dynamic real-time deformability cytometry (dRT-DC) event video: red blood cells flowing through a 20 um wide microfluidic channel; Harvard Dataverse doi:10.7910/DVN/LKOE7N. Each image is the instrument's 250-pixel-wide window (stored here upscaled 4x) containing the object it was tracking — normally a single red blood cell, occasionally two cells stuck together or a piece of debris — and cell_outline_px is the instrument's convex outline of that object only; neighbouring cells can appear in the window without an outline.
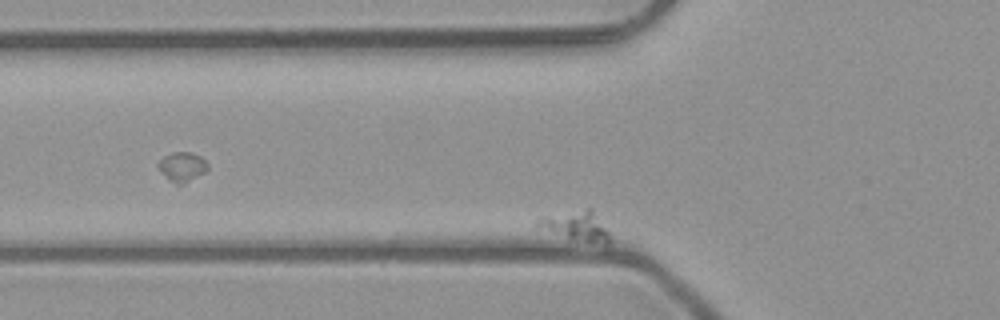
{"species": "common noctule bat (a hibernating species)", "species_latin": "Nyctalus noctula", "temperature_condition": "room temperature", "stored_images_in_passage": 7, "camera_frame_rate_fps": 3000, "um_per_image_px": 0.085, "animal": {"sex": "male", "body_mass_g": 23.1, "forearm_length_mm": 52.7}, "frame": {"image": 1, "passage_image": 3, "time_ms": 0.667, "image_size_px": [1000, 320], "cell_outline_px": [[608, 244], [604, 244], [568, 236], [536, 228], [536, 220], [540, 216], [588, 208], [592, 208], [608, 232]], "centroid_in_image_um": [48.92, 19.14], "position_along_channel_um": 76.9, "area_um2": 11.85}}
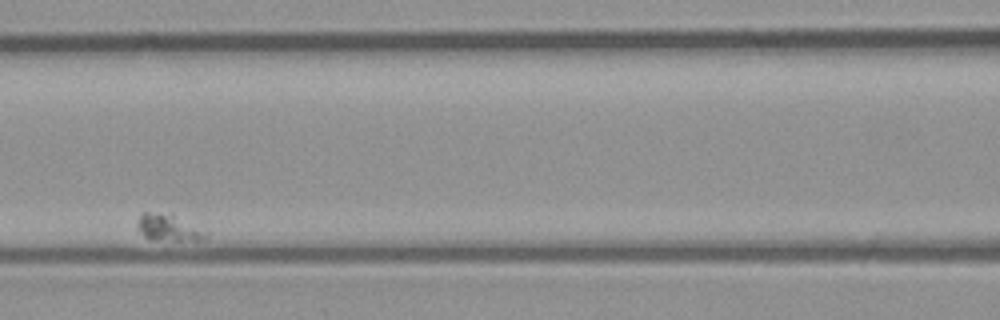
{"frame": {"image": 2, "passage_image": 6, "time_ms": 1.667, "image_size_px": [1000, 320], "cell_outline_px": [[208, 236], [204, 240], [152, 240], [144, 236], [136, 228], [136, 224], [140, 216], [144, 212], [172, 212], [208, 232]], "centroid_in_image_um": [14.34, 19.33], "position_along_channel_um": 152.3, "area_um2": 11.04}}